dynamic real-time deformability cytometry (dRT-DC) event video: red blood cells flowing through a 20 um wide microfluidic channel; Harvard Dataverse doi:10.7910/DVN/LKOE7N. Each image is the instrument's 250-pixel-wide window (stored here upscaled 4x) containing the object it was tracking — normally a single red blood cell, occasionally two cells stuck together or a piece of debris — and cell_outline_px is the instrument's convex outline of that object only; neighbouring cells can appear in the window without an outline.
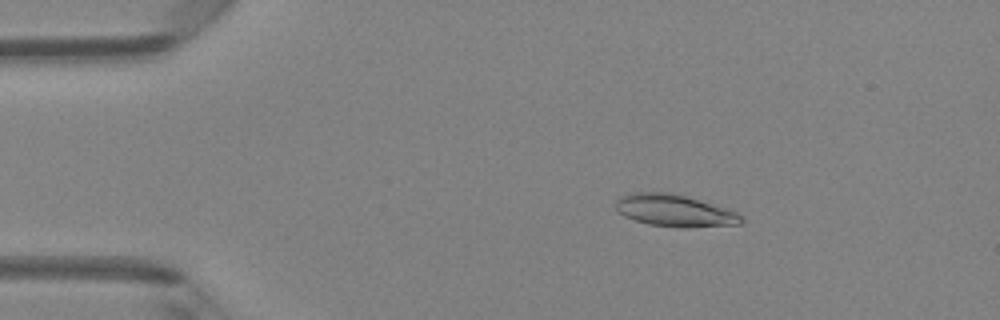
{"species": "Egyptian fruit bat (a non-hibernating species)", "species_latin": "Rousettus aegyptiacus", "temperature_condition": "room temperature", "stored_images_in_passage": 49, "camera_frame_rate_fps": 3000, "um_per_image_px": 0.085, "animal": {"sex": "female"}, "frame": {"image": 1, "passage_image": 9, "time_ms": 2.667, "image_size_px": [1000, 320], "cell_outline_px": [[744, 220], [740, 224], [688, 228], [680, 228], [648, 224], [624, 216], [616, 212], [616, 200], [620, 196], [628, 192], [672, 192], [688, 196], [736, 212], [744, 216]], "centroid_in_image_um": [57.32, 17.9], "position_along_channel_um": 27.7, "area_um2": 23.76}}
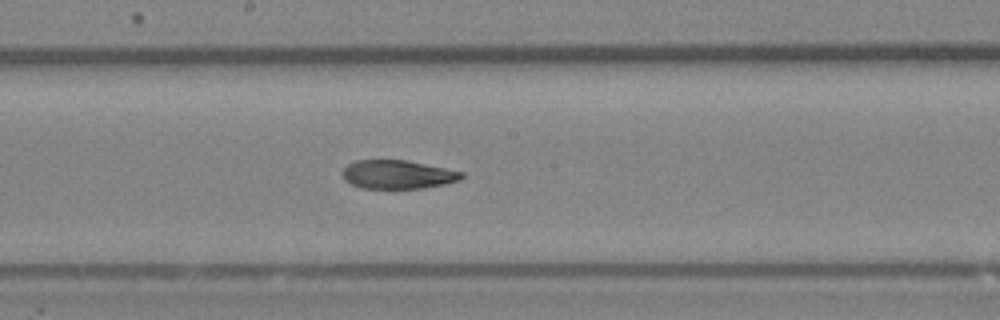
{"frame": {"image": 2, "passage_image": 27, "time_ms": 8.667, "image_size_px": [1000, 320], "cell_outline_px": [[464, 176], [460, 180], [444, 184], [424, 188], [360, 188], [344, 180], [340, 172], [348, 164], [356, 160], [408, 160], [464, 172]], "centroid_in_image_um": [33.79, 14.83], "position_along_channel_um": 214.4, "area_um2": 20.0}}
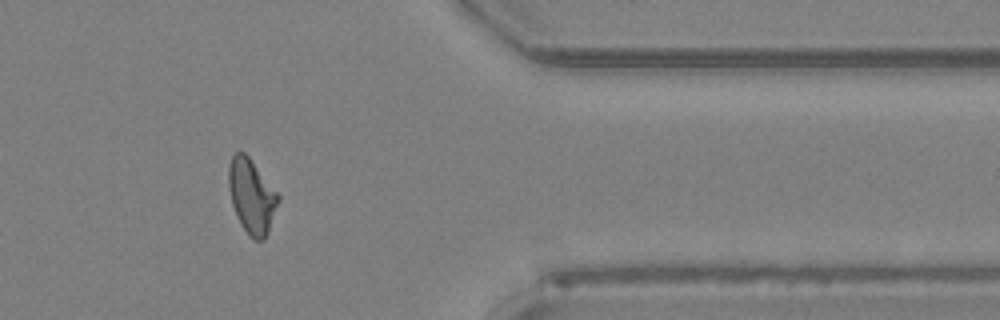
{"frame": {"image": 3, "passage_image": 41, "time_ms": 13.333, "image_size_px": [1000, 320], "cell_outline_px": [[280, 200], [268, 232], [264, 240], [256, 240], [248, 236], [240, 224], [232, 204], [228, 188], [228, 168], [232, 156], [236, 152], [244, 152], [248, 156], [280, 196]], "centroid_in_image_um": [21.38, 16.7], "position_along_channel_um": 390.0, "area_um2": 21.44}, "authors_computed_cell_mechanics": {"area_um2": 21.5016, "velocity_mm_per_s": 4.1702, "shape_relaxation_time_tau1_ms": null, "shape_relaxation_time_tau2_ms": 4.7308, "deformation_change_tau1": null, "deformation_change_tau2": 0.116}}